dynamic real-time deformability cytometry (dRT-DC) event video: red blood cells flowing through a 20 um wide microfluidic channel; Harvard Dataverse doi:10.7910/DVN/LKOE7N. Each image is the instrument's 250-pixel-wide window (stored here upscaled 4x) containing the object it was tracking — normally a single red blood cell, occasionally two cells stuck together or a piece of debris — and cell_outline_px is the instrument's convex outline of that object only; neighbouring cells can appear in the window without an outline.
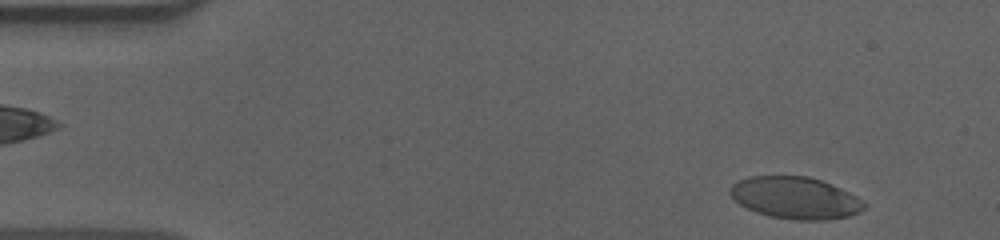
{"species": "human", "species_latin": "Homo sapiens", "temperature_condition": "cold", "stored_images_in_passage": 54, "camera_frame_rate_fps": 3000, "um_per_image_px": 0.085, "donor": {"sex": "male"}, "frame": {"image": 1, "passage_image": 3, "time_ms": 0.667, "image_size_px": [1000, 240], "cell_outline_px": [[868, 204], [860, 212], [848, 216], [824, 220], [792, 220], [768, 216], [756, 212], [740, 204], [728, 192], [728, 188], [732, 184], [748, 176], [808, 176], [820, 180], [840, 188], [856, 196]], "centroid_in_image_um": [67.59, 16.82], "position_along_channel_um": 17.4, "area_um2": 32.77}}
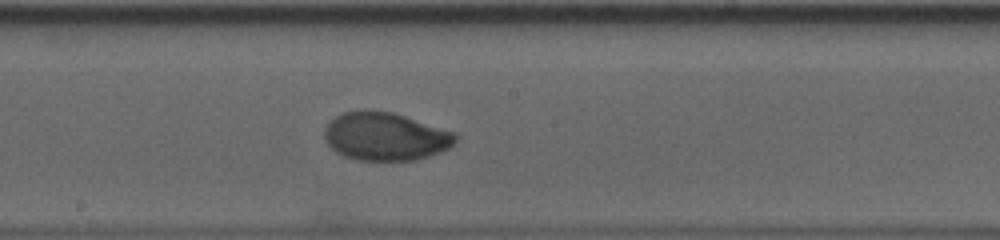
{"frame": {"image": 2, "passage_image": 28, "time_ms": 9.0, "image_size_px": [1000, 240], "cell_outline_px": [[460, 136], [452, 148], [416, 160], [360, 160], [344, 156], [336, 152], [324, 140], [324, 128], [340, 112], [360, 108], [364, 108], [392, 112], [456, 132]], "centroid_in_image_um": [32.77, 11.57], "position_along_channel_um": 215.4, "area_um2": 37.4}}
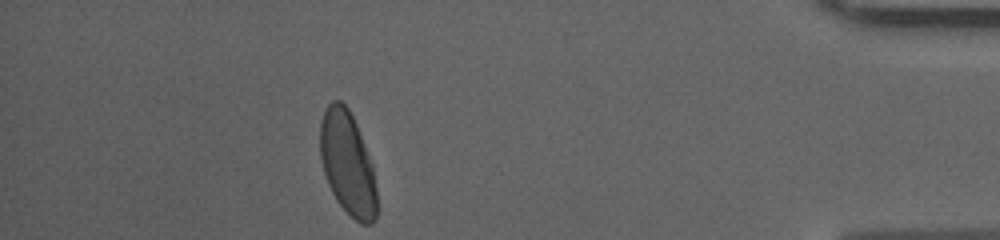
{"frame": {"image": 3, "passage_image": 48, "time_ms": 15.667, "image_size_px": [1000, 240], "cell_outline_px": [[376, 220], [372, 224], [360, 224], [336, 200], [328, 184], [324, 172], [320, 156], [320, 124], [324, 108], [332, 100], [340, 100], [348, 108], [356, 124], [372, 164], [376, 188]], "centroid_in_image_um": [29.53, 13.88], "position_along_channel_um": 405.7, "area_um2": 33.99}, "authors_computed_cell_mechanics": {"area_um2": 35.4892, "velocity_mm_per_s": 3.6011, "shape_relaxation_time_tau1_ms": 4.5211, "shape_relaxation_time_tau2_ms": null, "deformation_change_tau1": 0.1809, "deformation_change_tau2": null}}